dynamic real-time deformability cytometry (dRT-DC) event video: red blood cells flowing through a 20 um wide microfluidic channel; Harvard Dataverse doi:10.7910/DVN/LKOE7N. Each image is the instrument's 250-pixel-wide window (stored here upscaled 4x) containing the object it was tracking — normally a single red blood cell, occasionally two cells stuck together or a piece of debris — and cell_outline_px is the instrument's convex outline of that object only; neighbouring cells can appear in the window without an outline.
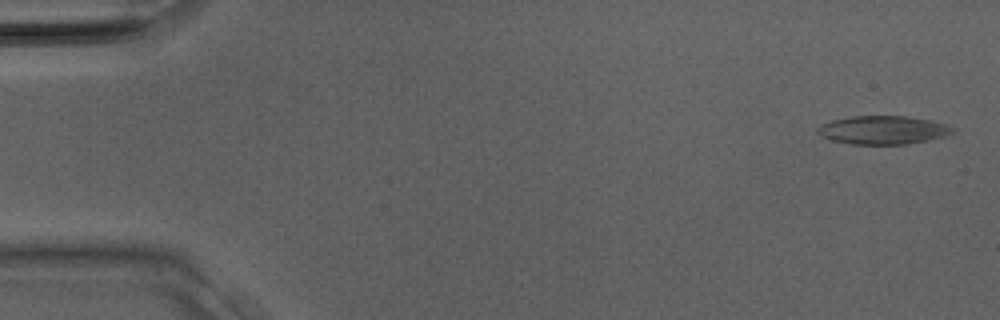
{"species": "Egyptian fruit bat (a non-hibernating species)", "species_latin": "Rousettus aegyptiacus", "temperature_condition": "room temperature", "stored_images_in_passage": 13, "camera_frame_rate_fps": 3000, "um_per_image_px": 0.085, "animal": {"sex": "male"}, "frame": {"image": 1, "passage_image": 1, "time_ms": 0.0, "image_size_px": [1000, 320], "cell_outline_px": [[952, 132], [944, 136], [928, 140], [908, 144], [852, 144], [832, 140], [820, 136], [816, 132], [816, 128], [820, 124], [832, 120], [848, 116], [904, 116], [928, 120], [944, 124], [952, 128]], "centroid_in_image_um": [74.96, 11.05], "position_along_channel_um": 10.0, "area_um2": 22.2}}
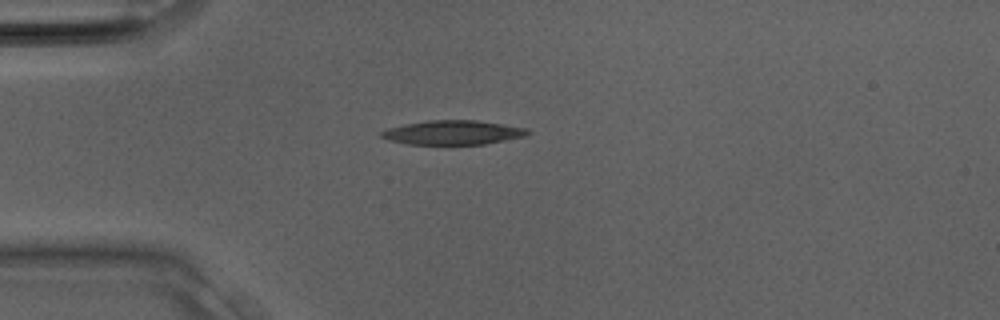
{"frame": {"image": 2, "passage_image": 8, "time_ms": 2.333, "image_size_px": [1000, 320], "cell_outline_px": [[532, 132], [528, 136], [484, 144], [408, 144], [388, 140], [380, 136], [380, 132], [388, 128], [428, 120], [476, 120], [528, 128]], "centroid_in_image_um": [38.55, 11.26], "position_along_channel_um": 46.4, "area_um2": 20.63}}
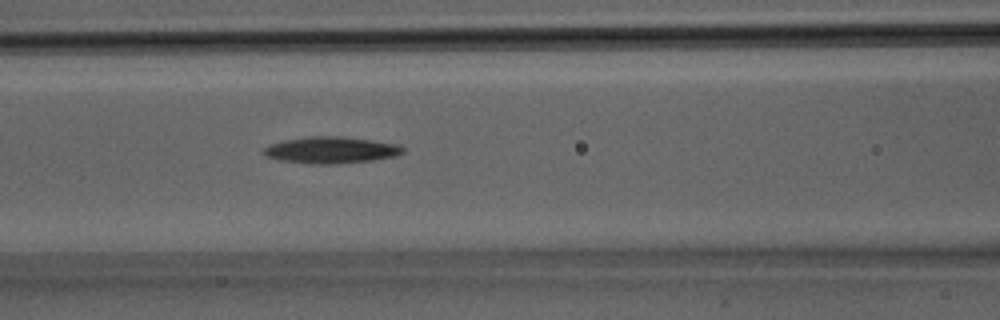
{"frame": {"image": 3, "passage_image": 13, "time_ms": 4.0, "image_size_px": [1000, 320], "cell_outline_px": [[404, 152], [396, 156], [372, 160], [336, 164], [308, 164], [280, 160], [268, 156], [260, 152], [268, 144], [284, 140], [308, 136], [340, 136], [372, 140], [396, 144], [404, 148]], "centroid_in_image_um": [28.1, 12.75], "position_along_channel_um": 138.5, "area_um2": 21.68}}